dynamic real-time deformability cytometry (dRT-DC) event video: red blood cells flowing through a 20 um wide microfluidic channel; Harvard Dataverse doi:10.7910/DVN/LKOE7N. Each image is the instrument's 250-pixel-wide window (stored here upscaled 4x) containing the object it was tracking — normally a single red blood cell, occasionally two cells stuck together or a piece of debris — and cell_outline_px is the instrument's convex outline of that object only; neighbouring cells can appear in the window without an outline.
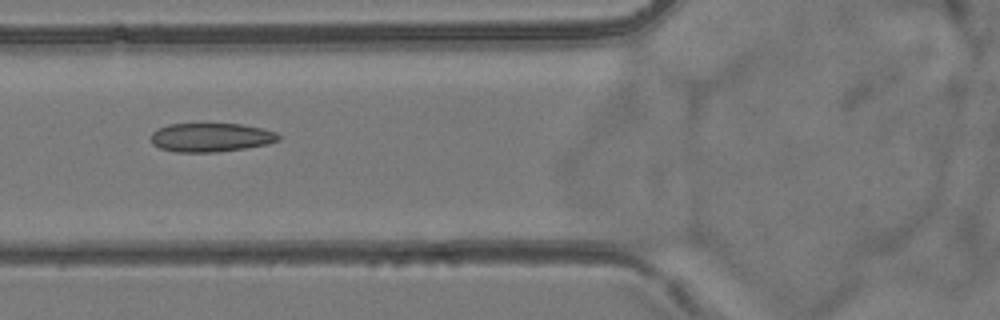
{"species": "common noctule bat (a hibernating species)", "species_latin": "Nyctalus noctula", "temperature_condition": "room temperature", "stored_images_in_passage": 54, "camera_frame_rate_fps": 3000, "um_per_image_px": 0.085, "animal": {"sex": "female", "body_mass_g": 24.6, "forearm_length_mm": 56.2}, "frame": {"image": 1, "passage_image": 21, "time_ms": 6.667, "image_size_px": [1000, 320], "cell_outline_px": [[280, 140], [268, 144], [244, 148], [216, 152], [176, 152], [160, 148], [152, 144], [152, 132], [168, 124], [240, 124], [264, 128], [276, 132], [280, 136]], "centroid_in_image_um": [17.96, 11.68], "position_along_channel_um": 107.8, "area_um2": 21.39}}
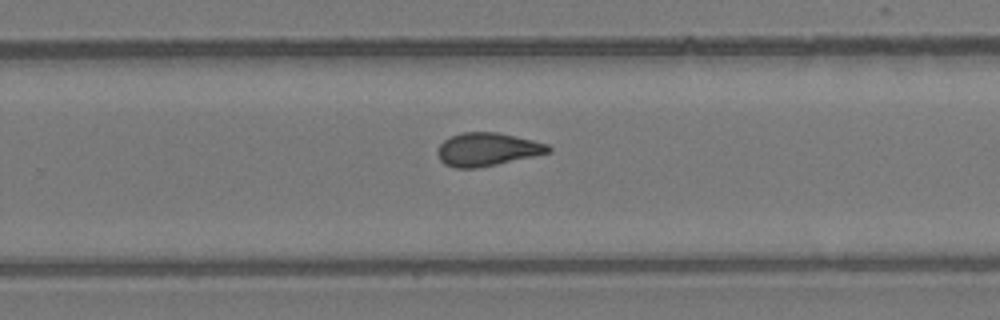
{"frame": {"image": 2, "passage_image": 35, "time_ms": 11.333, "image_size_px": [1000, 320], "cell_outline_px": [[552, 152], [496, 164], [476, 168], [456, 168], [444, 164], [440, 160], [436, 152], [436, 148], [444, 140], [460, 132], [496, 132], [532, 140], [548, 144], [552, 148]], "centroid_in_image_um": [41.39, 12.69], "position_along_channel_um": 288.4, "area_um2": 21.39}}
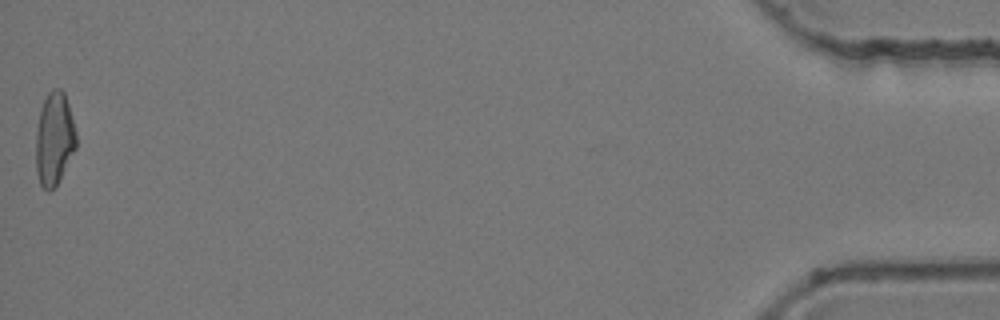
{"frame": {"image": 3, "passage_image": 54, "time_ms": 17.667, "image_size_px": [1000, 320], "cell_outline_px": [[76, 148], [56, 184], [48, 192], [40, 184], [36, 172], [36, 132], [40, 108], [48, 92], [52, 88], [60, 88], [64, 92], [68, 104], [76, 132]], "centroid_in_image_um": [4.6, 11.77], "position_along_channel_um": 430.6, "area_um2": 21.68}, "authors_computed_cell_mechanics": {"area_um2": 21.7328, "velocity_mm_per_s": 3.8744, "shape_relaxation_time_tau1_ms": null, "shape_relaxation_time_tau2_ms": 2.454, "deformation_change_tau1": null, "deformation_change_tau2": 0.0908}}